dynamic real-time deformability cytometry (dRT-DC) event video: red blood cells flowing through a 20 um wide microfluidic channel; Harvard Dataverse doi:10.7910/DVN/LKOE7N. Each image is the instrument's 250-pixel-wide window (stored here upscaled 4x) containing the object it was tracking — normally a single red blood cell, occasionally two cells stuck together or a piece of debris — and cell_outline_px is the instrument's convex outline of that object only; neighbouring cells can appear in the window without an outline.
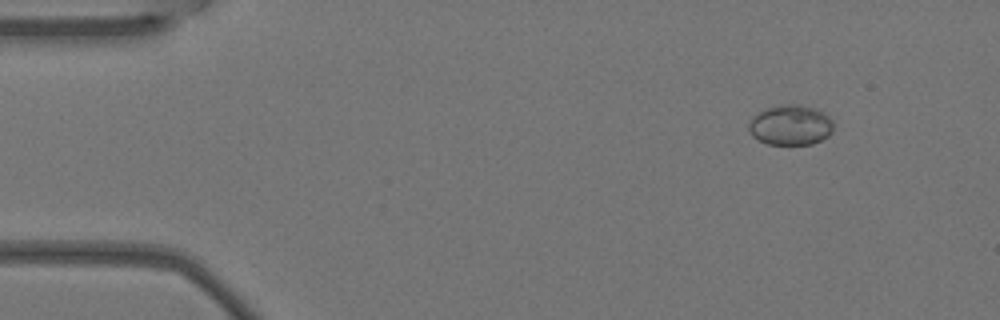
{"species": "Egyptian fruit bat (a non-hibernating species)", "species_latin": "Rousettus aegyptiacus", "temperature_condition": "warm", "stored_images_in_passage": 3, "camera_frame_rate_fps": 3000, "um_per_image_px": 0.085, "animal": {"sex": "female"}, "frame": {"image": 1, "passage_image": 1, "time_ms": 0.0, "image_size_px": [1000, 320], "cell_outline_px": [[832, 132], [828, 136], [812, 144], [768, 144], [752, 136], [748, 128], [748, 124], [752, 116], [764, 108], [780, 104], [800, 104], [816, 108], [824, 112], [832, 120]], "centroid_in_image_um": [67.18, 10.6], "position_along_channel_um": 17.8, "area_um2": 20.06}}
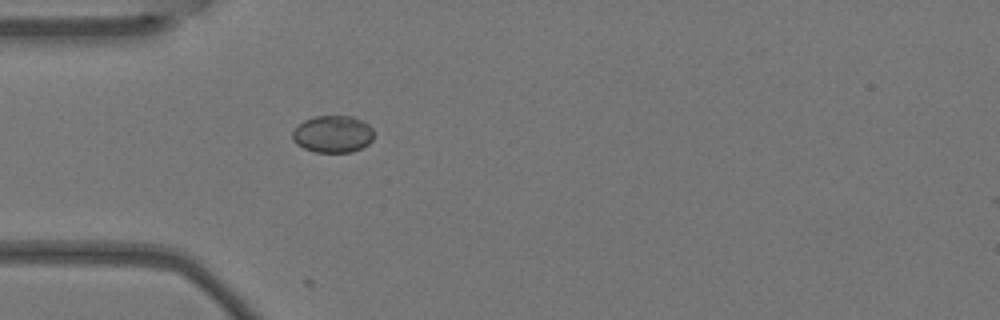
{"frame": {"image": 2, "passage_image": 3, "time_ms": 0.667, "image_size_px": [1000, 320], "cell_outline_px": [[372, 140], [368, 144], [352, 152], [316, 152], [304, 148], [296, 144], [292, 140], [292, 132], [304, 120], [316, 116], [352, 116], [368, 124], [372, 128]], "centroid_in_image_um": [28.27, 11.4], "position_along_channel_um": 56.7, "area_um2": 17.46}}